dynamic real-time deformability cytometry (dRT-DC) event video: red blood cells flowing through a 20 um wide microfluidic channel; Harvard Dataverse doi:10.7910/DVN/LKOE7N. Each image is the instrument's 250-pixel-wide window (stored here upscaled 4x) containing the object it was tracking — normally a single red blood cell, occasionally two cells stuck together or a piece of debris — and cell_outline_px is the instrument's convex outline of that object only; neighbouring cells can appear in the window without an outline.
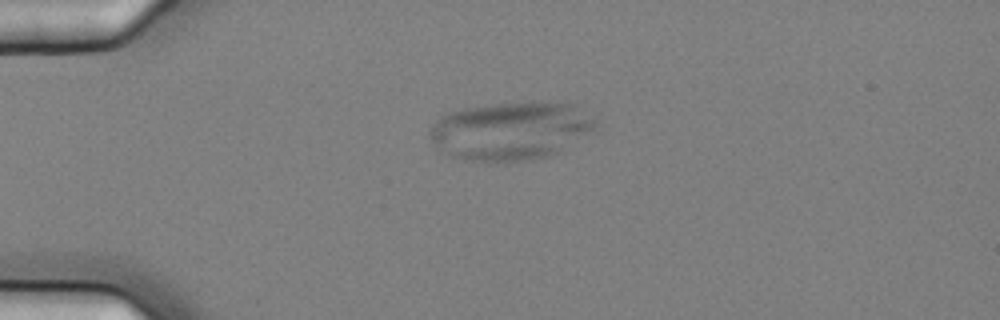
{"species": "common noctule bat (a hibernating species)", "species_latin": "Nyctalus noctula", "temperature_condition": "cold", "stored_images_in_passage": 5, "camera_frame_rate_fps": 3000, "um_per_image_px": 0.085, "animal": {"sex": "female", "body_mass_g": 25.1}, "frame": {"image": 1, "passage_image": 4, "time_ms": 1.0, "image_size_px": [1000, 320], "cell_outline_px": [[596, 124], [592, 128], [564, 152], [532, 160], [472, 160], [452, 156], [436, 148], [428, 136], [428, 132], [436, 120], [444, 112], [464, 108], [492, 104], [580, 104], [596, 120]], "centroid_in_image_um": [43.39, 11.13], "position_along_channel_um": 41.6, "area_um2": 55.6}}